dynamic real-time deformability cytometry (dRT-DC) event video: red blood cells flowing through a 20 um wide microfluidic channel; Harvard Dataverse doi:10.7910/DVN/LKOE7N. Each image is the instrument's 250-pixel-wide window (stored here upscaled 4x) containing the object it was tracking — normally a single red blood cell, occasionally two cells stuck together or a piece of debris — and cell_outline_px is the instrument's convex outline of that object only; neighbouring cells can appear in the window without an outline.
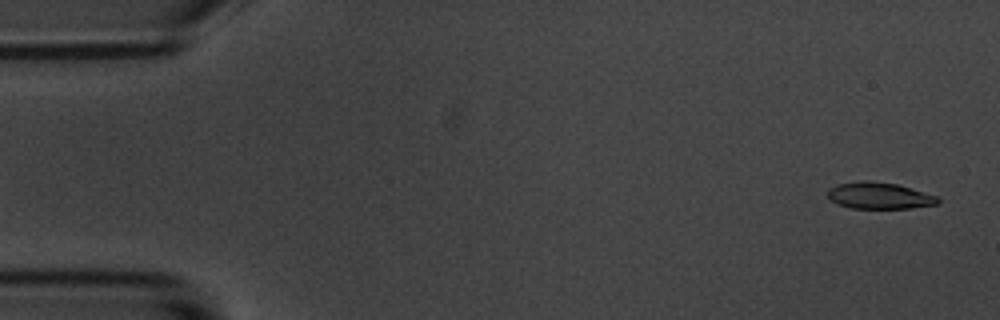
{"species": "common noctule bat (a hibernating species)", "species_latin": "Nyctalus noctula", "temperature_condition": "room temperature", "stored_images_in_passage": 5, "camera_frame_rate_fps": 3000, "um_per_image_px": 0.085, "animal": {"sex": "male", "body_mass_g": 20.1, "forearm_length_mm": 53.5}, "frame": {"image": 1, "passage_image": 1, "time_ms": 0.0, "image_size_px": [1000, 320], "cell_outline_px": [[940, 200], [936, 204], [912, 208], [852, 208], [836, 204], [824, 192], [828, 188], [836, 184], [864, 180], [868, 180], [896, 184], [912, 188], [936, 196]], "centroid_in_image_um": [74.68, 16.62], "position_along_channel_um": 10.3, "area_um2": 17.11}}
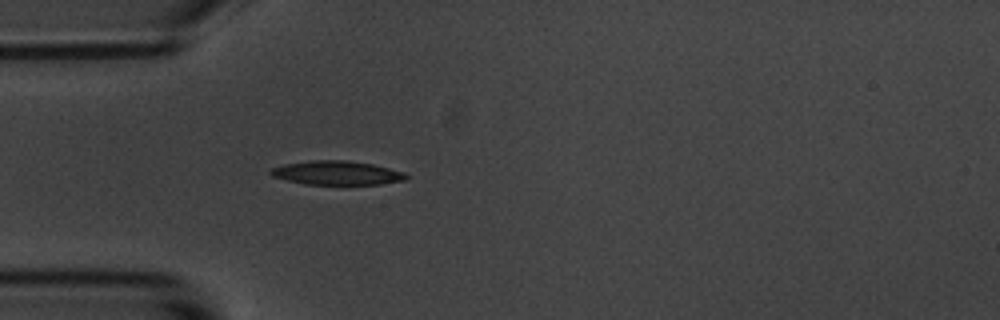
{"frame": {"image": 2, "passage_image": 5, "time_ms": 4.667, "image_size_px": [1000, 320], "cell_outline_px": [[408, 180], [380, 184], [304, 184], [272, 176], [268, 172], [272, 168], [284, 164], [312, 160], [348, 160], [372, 164], [404, 172], [408, 176]], "centroid_in_image_um": [28.65, 14.69], "position_along_channel_um": 56.4, "area_um2": 18.84}}